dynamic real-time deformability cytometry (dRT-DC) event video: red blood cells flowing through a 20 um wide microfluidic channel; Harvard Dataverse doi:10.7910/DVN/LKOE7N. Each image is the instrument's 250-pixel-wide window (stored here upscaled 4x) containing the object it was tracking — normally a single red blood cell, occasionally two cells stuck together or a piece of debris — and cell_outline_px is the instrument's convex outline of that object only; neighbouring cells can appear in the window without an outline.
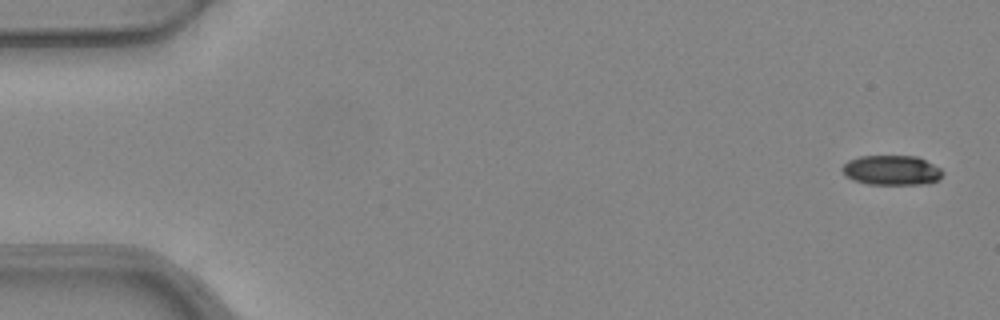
{"species": "common noctule bat (a hibernating species)", "species_latin": "Nyctalus noctula", "temperature_condition": "warm", "stored_images_in_passage": 6, "segment_of_instrument_passage": [1, 2], "camera_frame_rate_fps": 3000, "um_per_image_px": 0.085, "animal": {"sex": "female", "body_mass_g": 24.6, "forearm_length_mm": 56.2}, "frame": {"image": 1, "passage_image": 1, "time_ms": 0.0, "image_size_px": [1000, 320], "cell_outline_px": [[944, 172], [936, 180], [928, 184], [868, 184], [852, 180], [844, 176], [840, 168], [848, 160], [860, 156], [916, 156], [940, 168]], "centroid_in_image_um": [75.73, 14.47], "position_along_channel_um": 9.3, "area_um2": 17.46}}